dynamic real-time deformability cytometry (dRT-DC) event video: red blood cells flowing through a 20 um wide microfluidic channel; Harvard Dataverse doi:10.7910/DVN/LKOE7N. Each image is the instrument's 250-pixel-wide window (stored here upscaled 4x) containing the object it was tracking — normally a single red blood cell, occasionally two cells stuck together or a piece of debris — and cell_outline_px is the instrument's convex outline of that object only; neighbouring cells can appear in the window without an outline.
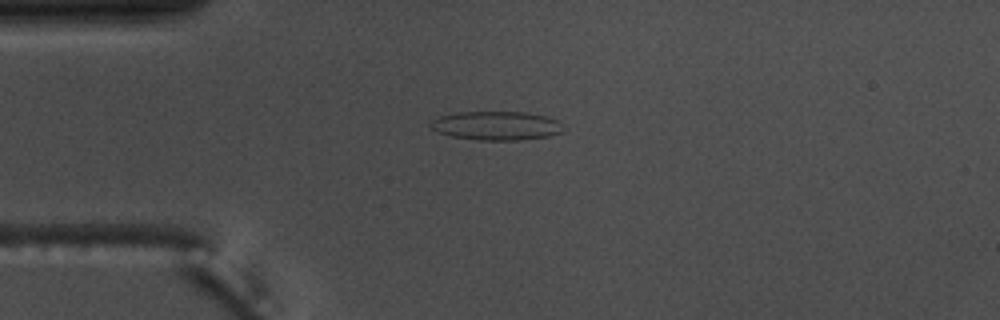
{"species": "common noctule bat (a hibernating species)", "species_latin": "Nyctalus noctula", "temperature_condition": "warm", "stored_images_in_passage": 53, "camera_frame_rate_fps": 3000, "um_per_image_px": 0.085, "animal": {"sex": "male", "body_mass_g": 17.5, "forearm_length_mm": 52.3}, "frame": {"image": 1, "passage_image": 12, "time_ms": 3.667, "image_size_px": [1000, 320], "cell_outline_px": [[568, 128], [564, 132], [548, 136], [520, 140], [476, 140], [452, 136], [436, 132], [428, 124], [432, 120], [440, 116], [456, 112], [524, 112], [544, 116], [556, 120]], "centroid_in_image_um": [42.21, 10.69], "position_along_channel_um": 42.8, "area_um2": 22.48}}
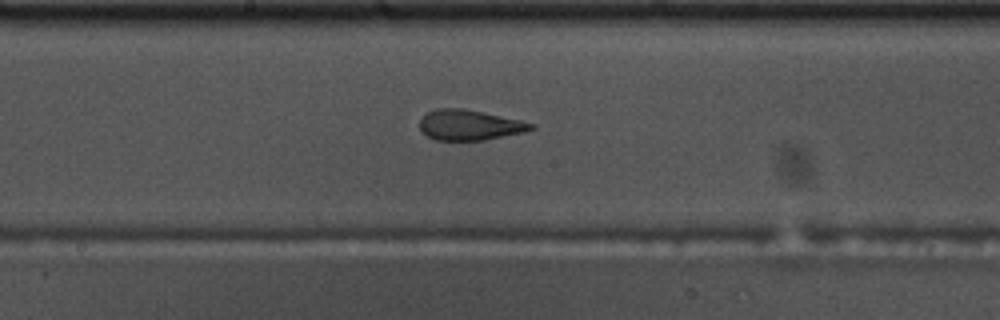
{"frame": {"image": 2, "passage_image": 27, "time_ms": 8.667, "image_size_px": [1000, 320], "cell_outline_px": [[536, 128], [524, 132], [484, 140], [436, 140], [428, 136], [420, 128], [420, 120], [428, 112], [436, 108], [464, 108], [484, 112], [520, 120], [536, 124]], "centroid_in_image_um": [39.94, 10.62], "position_along_channel_um": 208.3, "area_um2": 19.65}}
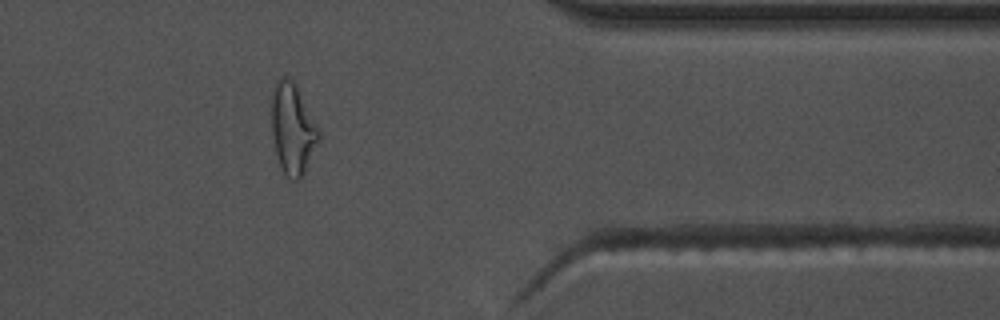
{"frame": {"image": 3, "passage_image": 43, "time_ms": 14.0, "image_size_px": [1000, 320], "cell_outline_px": [[320, 140], [300, 180], [292, 180], [284, 176], [276, 152], [272, 132], [272, 92], [276, 80], [280, 76], [288, 76], [296, 84], [320, 132]], "centroid_in_image_um": [24.87, 10.94], "position_along_channel_um": 386.5, "area_um2": 24.91}, "authors_computed_cell_mechanics": {"area_um2": 21.8484, "velocity_mm_per_s": 3.6958, "shape_relaxation_time_tau1_ms": 9.9445, "shape_relaxation_time_tau2_ms": 1.5824, "deformation_change_tau1": 0.2794, "deformation_change_tau2": 0.1165}}